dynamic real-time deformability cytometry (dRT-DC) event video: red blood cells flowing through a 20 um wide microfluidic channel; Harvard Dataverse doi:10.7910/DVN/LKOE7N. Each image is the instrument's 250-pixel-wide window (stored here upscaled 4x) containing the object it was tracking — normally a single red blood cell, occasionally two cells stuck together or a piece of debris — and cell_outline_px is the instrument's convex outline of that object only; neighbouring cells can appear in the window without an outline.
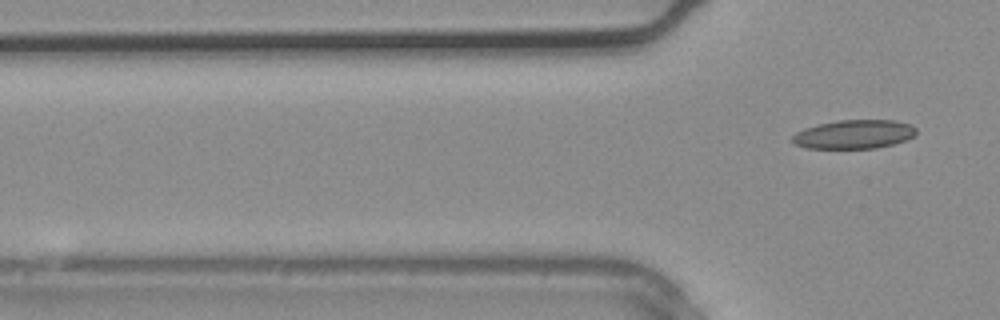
{"species": "common noctule bat (a hibernating species)", "species_latin": "Nyctalus noctula", "temperature_condition": "warm", "stored_images_in_passage": 4, "camera_frame_rate_fps": 3000, "um_per_image_px": 0.085, "animal": {"sex": "male", "body_mass_g": 20.4}, "frame": {"image": 1, "passage_image": 4, "time_ms": 1.0, "image_size_px": [1000, 320], "cell_outline_px": [[916, 136], [892, 144], [876, 148], [808, 148], [796, 144], [792, 140], [792, 136], [796, 132], [804, 128], [820, 124], [840, 120], [892, 120], [912, 124], [916, 128]], "centroid_in_image_um": [72.62, 11.41], "position_along_channel_um": 53.2, "area_um2": 20.69}}